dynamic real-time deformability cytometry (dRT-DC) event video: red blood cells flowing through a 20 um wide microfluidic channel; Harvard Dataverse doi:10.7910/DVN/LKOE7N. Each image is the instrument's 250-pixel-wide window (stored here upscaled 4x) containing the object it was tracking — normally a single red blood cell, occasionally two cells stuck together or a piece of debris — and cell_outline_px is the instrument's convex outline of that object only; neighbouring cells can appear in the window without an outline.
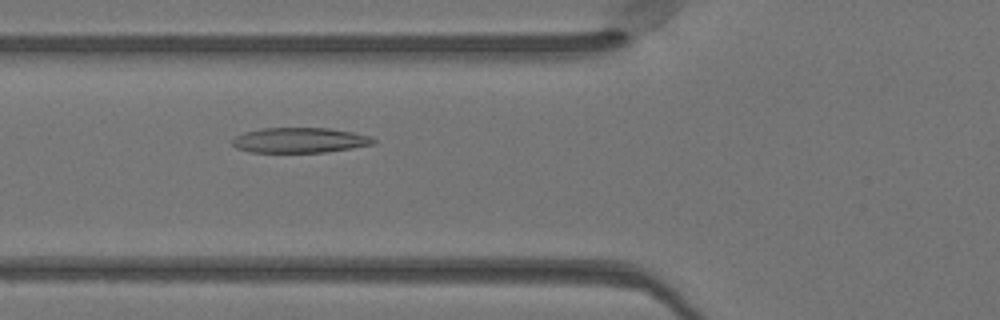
{"species": "Egyptian fruit bat (a non-hibernating species)", "species_latin": "Rousettus aegyptiacus", "temperature_condition": "warm", "stored_images_in_passage": 50, "camera_frame_rate_fps": 3000, "um_per_image_px": 0.085, "animal": {"sex": "female"}, "frame": {"image": 1, "passage_image": 19, "time_ms": 6.0, "image_size_px": [1000, 320], "cell_outline_px": [[376, 144], [352, 148], [324, 152], [248, 152], [236, 148], [232, 144], [232, 140], [236, 136], [244, 132], [260, 128], [328, 128], [352, 132], [372, 136], [376, 140]], "centroid_in_image_um": [25.49, 11.92], "position_along_channel_um": 100.3, "area_um2": 20.81}}
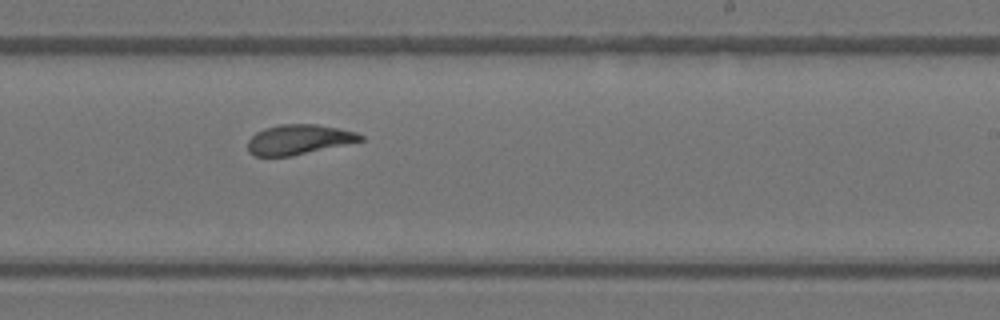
{"frame": {"image": 2, "passage_image": 31, "time_ms": 10.0, "image_size_px": [1000, 320], "cell_outline_px": [[364, 140], [292, 156], [256, 156], [248, 152], [248, 140], [256, 132], [264, 128], [280, 124], [316, 124], [356, 132], [364, 136]], "centroid_in_image_um": [25.37, 11.86], "position_along_channel_um": 263.6, "area_um2": 19.54}}
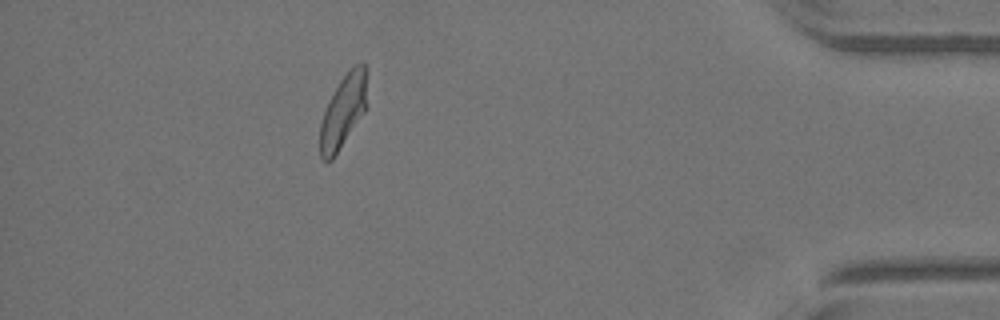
{"frame": {"image": 3, "passage_image": 45, "time_ms": 14.667, "image_size_px": [1000, 320], "cell_outline_px": [[368, 72], [364, 112], [332, 160], [324, 160], [320, 156], [320, 124], [328, 100], [340, 80], [356, 64], [364, 60], [368, 68]], "centroid_in_image_um": [29.19, 9.39], "position_along_channel_um": 406.0, "area_um2": 19.88}, "authors_computed_cell_mechanics": {"area_um2": 20.7502, "velocity_mm_per_s": 4.0793, "shape_relaxation_time_tau1_ms": 6.4882, "shape_relaxation_time_tau2_ms": 1.9481, "deformation_change_tau1": 0.2295, "deformation_change_tau2": 0.0829}}